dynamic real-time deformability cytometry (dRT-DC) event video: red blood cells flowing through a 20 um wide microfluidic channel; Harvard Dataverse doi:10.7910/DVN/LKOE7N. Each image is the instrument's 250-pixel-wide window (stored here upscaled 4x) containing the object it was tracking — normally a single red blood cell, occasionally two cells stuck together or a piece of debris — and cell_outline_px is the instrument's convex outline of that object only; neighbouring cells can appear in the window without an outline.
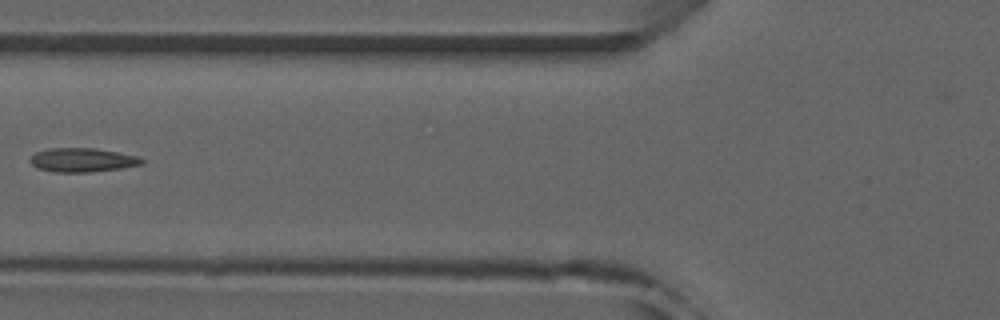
{"species": "common noctule bat (a hibernating species)", "species_latin": "Nyctalus noctula", "temperature_condition": "room temperature", "stored_images_in_passage": 4, "camera_frame_rate_fps": 3000, "um_per_image_px": 0.085, "animal": {"sex": "male", "forearm_length_mm": 52.5}, "frame": {"image": 1, "passage_image": 4, "time_ms": 3.333, "image_size_px": [1000, 320], "cell_outline_px": [[144, 164], [120, 168], [92, 172], [52, 172], [36, 168], [28, 160], [28, 156], [36, 152], [48, 148], [96, 148], [136, 156], [144, 160]], "centroid_in_image_um": [6.93, 13.6], "position_along_channel_um": 118.9, "area_um2": 15.72}}